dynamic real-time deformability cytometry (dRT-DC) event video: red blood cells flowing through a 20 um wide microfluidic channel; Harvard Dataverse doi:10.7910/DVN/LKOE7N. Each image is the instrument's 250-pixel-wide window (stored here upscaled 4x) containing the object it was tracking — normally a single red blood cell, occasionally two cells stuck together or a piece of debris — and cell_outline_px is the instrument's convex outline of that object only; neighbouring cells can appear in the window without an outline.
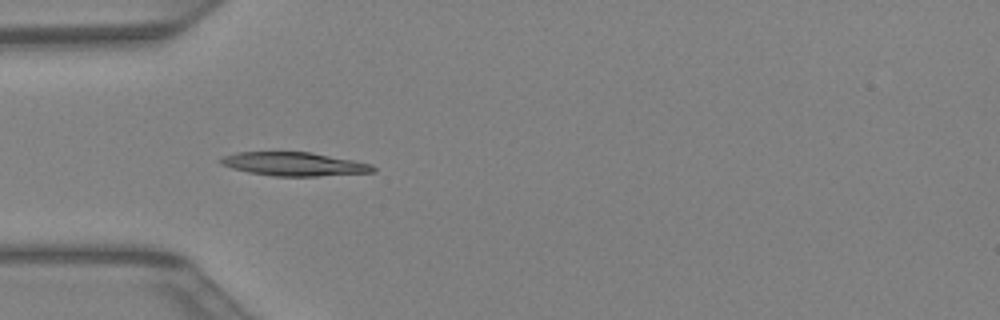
{"species": "Egyptian fruit bat (a non-hibernating species)", "species_latin": "Rousettus aegyptiacus", "temperature_condition": "warm", "stored_images_in_passage": 30, "camera_frame_rate_fps": 3000, "um_per_image_px": 0.085, "animal": {"sex": "female"}, "frame": {"image": 1, "passage_image": 1, "time_ms": 0.0, "image_size_px": [1000, 320], "cell_outline_px": [[376, 172], [316, 176], [276, 176], [248, 172], [232, 168], [220, 164], [220, 160], [224, 156], [236, 152], [312, 152], [372, 164], [376, 168]], "centroid_in_image_um": [25.02, 13.94], "position_along_channel_um": 60.0, "area_um2": 20.87}}
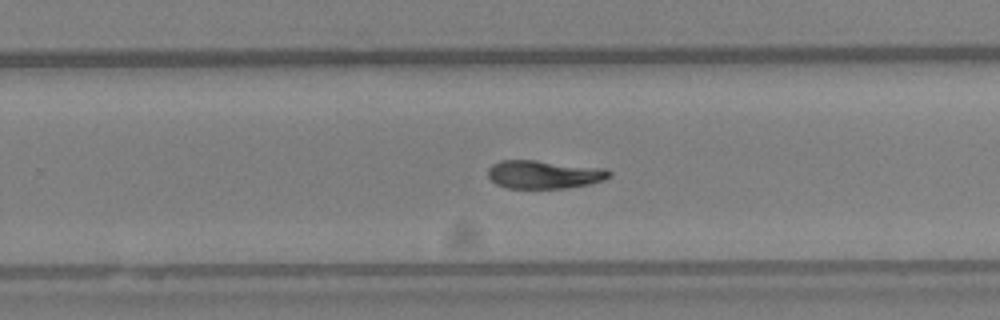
{"frame": {"image": 2, "passage_image": 15, "time_ms": 4.667, "image_size_px": [1000, 320], "cell_outline_px": [[612, 176], [604, 180], [588, 184], [564, 188], [508, 188], [496, 184], [488, 176], [488, 168], [492, 164], [500, 160], [536, 160], [604, 168], [612, 172]], "centroid_in_image_um": [46.24, 14.82], "position_along_channel_um": 283.6, "area_um2": 20.0}}
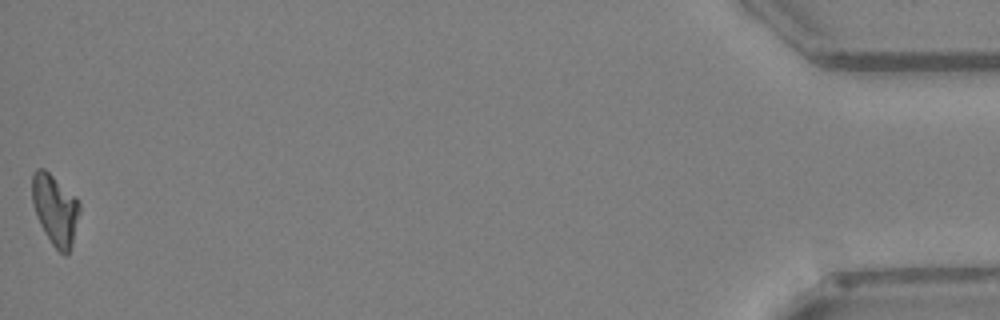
{"frame": {"image": 3, "passage_image": 30, "time_ms": 9.667, "image_size_px": [1000, 320], "cell_outline_px": [[80, 212], [72, 244], [68, 252], [64, 256], [52, 244], [44, 232], [36, 216], [32, 204], [32, 176], [36, 168], [44, 168], [76, 196], [80, 204]], "centroid_in_image_um": [4.69, 17.8], "position_along_channel_um": 430.5, "area_um2": 19.59}}